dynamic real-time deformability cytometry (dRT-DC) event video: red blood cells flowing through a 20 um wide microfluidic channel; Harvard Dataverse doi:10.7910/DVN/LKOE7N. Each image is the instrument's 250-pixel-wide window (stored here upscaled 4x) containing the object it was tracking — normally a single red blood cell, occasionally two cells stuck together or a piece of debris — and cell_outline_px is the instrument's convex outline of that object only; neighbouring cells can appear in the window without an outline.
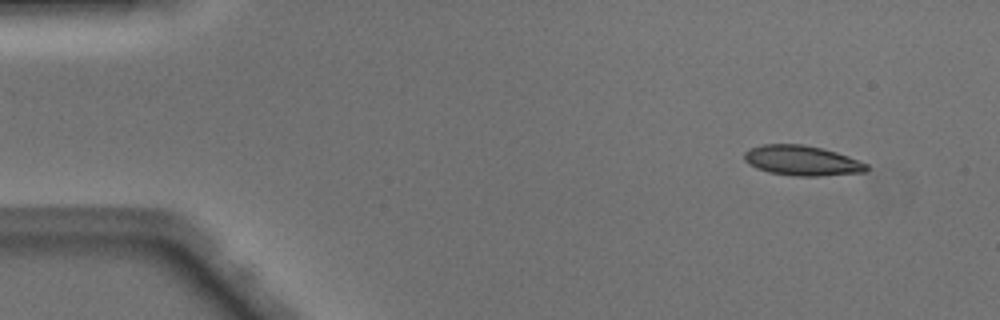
{"species": "Egyptian fruit bat (a non-hibernating species)", "species_latin": "Rousettus aegyptiacus", "temperature_condition": "warm", "stored_images_in_passage": 48, "camera_frame_rate_fps": 3000, "um_per_image_px": 0.085, "animal": {"sex": "male"}, "frame": {"image": 1, "passage_image": 4, "time_ms": 1.0, "image_size_px": [1000, 320], "cell_outline_px": [[868, 168], [864, 172], [820, 176], [796, 176], [768, 172], [756, 168], [744, 160], [744, 152], [748, 148], [760, 144], [804, 144], [836, 152], [848, 156], [868, 164]], "centroid_in_image_um": [68.13, 13.64], "position_along_channel_um": 16.9, "area_um2": 21.44}}
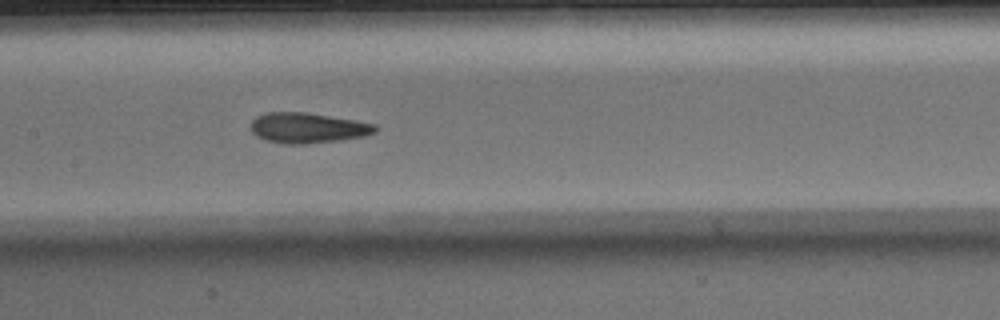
{"frame": {"image": 2, "passage_image": 23, "time_ms": 7.333, "image_size_px": [1000, 320], "cell_outline_px": [[380, 128], [376, 132], [364, 136], [340, 140], [308, 144], [284, 144], [264, 140], [256, 136], [252, 132], [252, 120], [256, 116], [264, 112], [304, 112], [356, 120], [376, 124]], "centroid_in_image_um": [26.17, 10.87], "position_along_channel_um": 181.2, "area_um2": 22.25}}
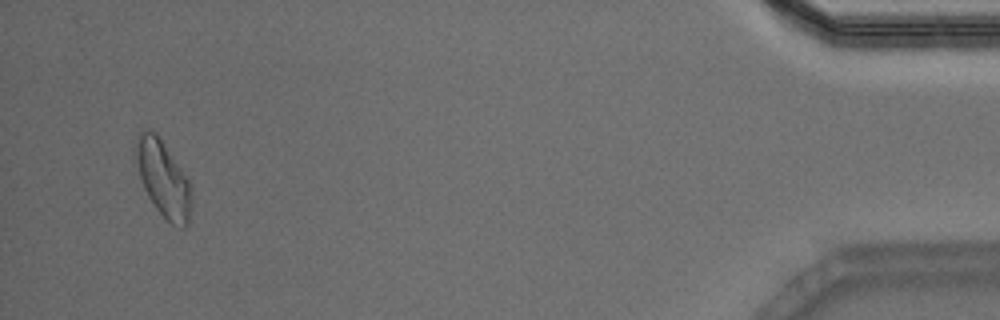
{"frame": {"image": 3, "passage_image": 46, "time_ms": 15.0, "image_size_px": [1000, 320], "cell_outline_px": [[192, 196], [188, 224], [184, 228], [180, 228], [172, 224], [156, 208], [148, 196], [132, 164], [136, 144], [140, 132], [144, 128], [148, 128], [156, 132], [160, 136], [192, 184]], "centroid_in_image_um": [13.84, 15.14], "position_along_channel_um": 421.4, "area_um2": 25.43}, "authors_computed_cell_mechanics": {"area_um2": 21.9062, "velocity_mm_per_s": 4.1464, "shape_relaxation_time_tau1_ms": 9.2266, "shape_relaxation_time_tau2_ms": 1.9502, "deformation_change_tau1": 0.2043, "deformation_change_tau2": 0.0692}}